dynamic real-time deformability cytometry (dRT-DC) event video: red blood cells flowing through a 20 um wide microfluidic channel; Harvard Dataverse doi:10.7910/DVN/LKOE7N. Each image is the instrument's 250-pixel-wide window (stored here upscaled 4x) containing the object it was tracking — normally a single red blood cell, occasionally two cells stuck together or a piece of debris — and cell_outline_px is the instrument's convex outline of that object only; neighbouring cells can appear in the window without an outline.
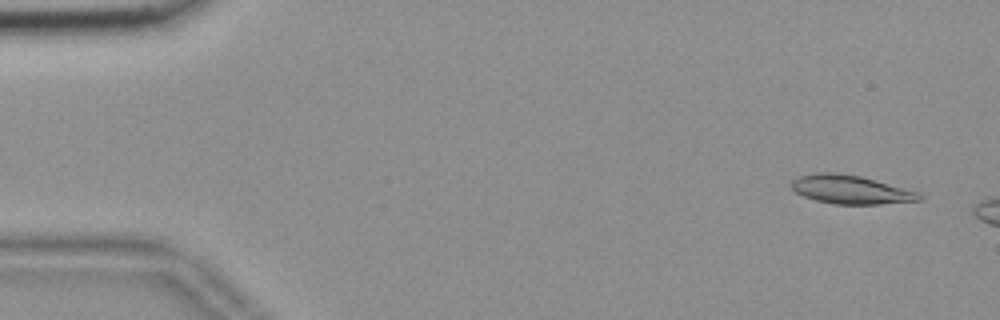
{"species": "common noctule bat (a hibernating species)", "species_latin": "Nyctalus noctula", "temperature_condition": "room temperature", "stored_images_in_passage": 12, "camera_frame_rate_fps": 3000, "um_per_image_px": 0.085, "animal": {"sex": "female", "body_mass_g": 18.4}, "frame": {"image": 1, "passage_image": 3, "time_ms": 0.667, "image_size_px": [1000, 320], "cell_outline_px": [[924, 196], [920, 200], [880, 204], [836, 204], [816, 200], [804, 196], [796, 192], [792, 188], [792, 180], [796, 176], [816, 172], [836, 172], [860, 176], [920, 192]], "centroid_in_image_um": [72.31, 16.1], "position_along_channel_um": 12.7, "area_um2": 21.33}}